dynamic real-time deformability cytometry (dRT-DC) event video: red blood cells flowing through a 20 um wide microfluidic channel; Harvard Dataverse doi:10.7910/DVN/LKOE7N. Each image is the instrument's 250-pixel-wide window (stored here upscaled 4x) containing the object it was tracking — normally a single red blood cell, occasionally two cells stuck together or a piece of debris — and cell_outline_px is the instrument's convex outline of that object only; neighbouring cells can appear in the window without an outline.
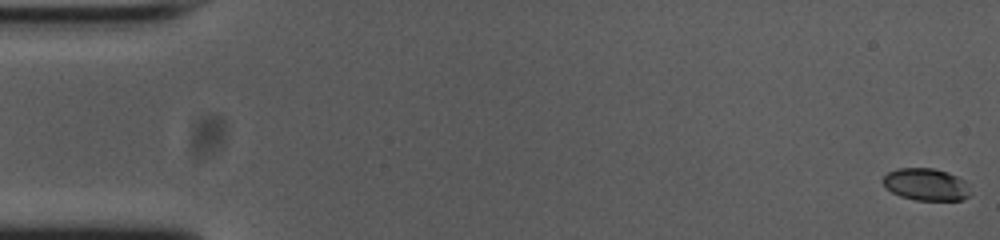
{"species": "common noctule bat (a hibernating species)", "species_latin": "Nyctalus noctula", "temperature_condition": "cold", "stored_images_in_passage": 55, "camera_frame_rate_fps": 3000, "um_per_image_px": 0.085, "animal": {"sex": "female", "body_mass_g": 23.0, "forearm_length_mm": 53.4}, "frame": {"image": 1, "passage_image": 1, "time_ms": 0.0, "image_size_px": [1000, 240], "cell_outline_px": [[972, 192], [968, 196], [960, 200], [916, 200], [900, 196], [892, 192], [880, 180], [888, 172], [896, 168], [932, 168], [948, 172], [964, 180]], "centroid_in_image_um": [78.71, 15.67], "position_along_channel_um": 6.3, "area_um2": 16.42}}
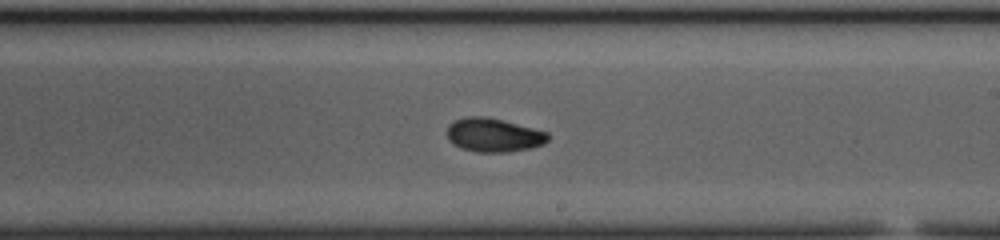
{"frame": {"image": 2, "passage_image": 32, "time_ms": 10.333, "image_size_px": [1000, 240], "cell_outline_px": [[548, 140], [544, 144], [532, 148], [508, 152], [476, 152], [460, 148], [448, 140], [448, 124], [456, 120], [468, 116], [488, 116], [548, 132]], "centroid_in_image_um": [41.96, 11.48], "position_along_channel_um": 247.0, "area_um2": 19.94}}
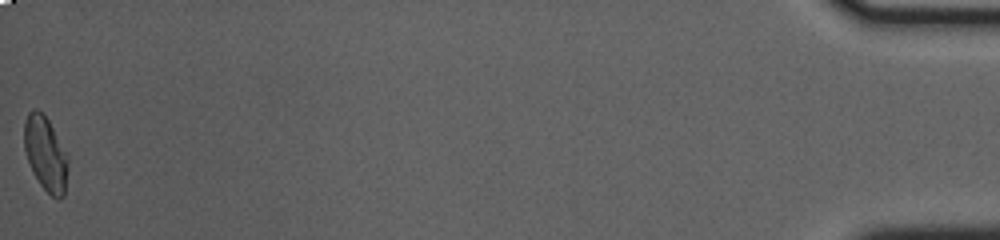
{"frame": {"image": 3, "passage_image": 55, "time_ms": 18.0, "image_size_px": [1000, 240], "cell_outline_px": [[68, 168], [64, 196], [60, 200], [52, 196], [40, 184], [32, 172], [24, 148], [24, 120], [28, 112], [32, 108], [36, 108], [48, 120], [68, 156]], "centroid_in_image_um": [3.87, 13.08], "position_along_channel_um": 431.3, "area_um2": 18.96}, "authors_computed_cell_mechanics": {"area_um2": 19.0162, "velocity_mm_per_s": 3.7492, "shape_relaxation_time_tau1_ms": 5.0521, "shape_relaxation_time_tau2_ms": 4.0028, "deformation_change_tau1": 0.1511, "deformation_change_tau2": 0.0709}}